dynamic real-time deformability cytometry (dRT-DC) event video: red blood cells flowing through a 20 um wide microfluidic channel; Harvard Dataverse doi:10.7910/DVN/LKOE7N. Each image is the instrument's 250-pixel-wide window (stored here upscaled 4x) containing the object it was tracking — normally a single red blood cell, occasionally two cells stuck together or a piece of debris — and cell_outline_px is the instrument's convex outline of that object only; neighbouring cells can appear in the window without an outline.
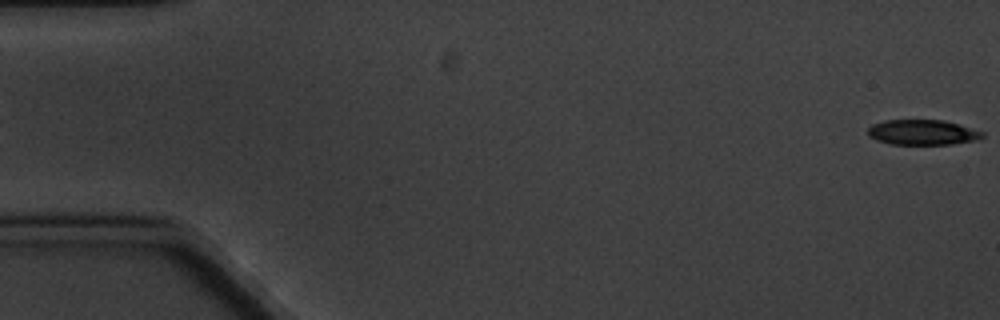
{"species": "common noctule bat (a hibernating species)", "species_latin": "Nyctalus noctula", "temperature_condition": "cold", "stored_images_in_passage": 6, "segment_of_instrument_passage": [2, 2], "camera_frame_rate_fps": 3000, "um_per_image_px": 0.085, "animal": {"sex": "male", "body_mass_g": 20.1, "forearm_length_mm": 53.5}, "frame": {"image": 1, "passage_image": 6, "time_ms": 6.667, "image_size_px": [1000, 320], "cell_outline_px": [[984, 136], [980, 140], [952, 144], [892, 144], [876, 140], [868, 136], [868, 128], [872, 124], [884, 120], [944, 120], [984, 132]], "centroid_in_image_um": [78.42, 11.25], "position_along_channel_um": 6.6, "area_um2": 16.88}}